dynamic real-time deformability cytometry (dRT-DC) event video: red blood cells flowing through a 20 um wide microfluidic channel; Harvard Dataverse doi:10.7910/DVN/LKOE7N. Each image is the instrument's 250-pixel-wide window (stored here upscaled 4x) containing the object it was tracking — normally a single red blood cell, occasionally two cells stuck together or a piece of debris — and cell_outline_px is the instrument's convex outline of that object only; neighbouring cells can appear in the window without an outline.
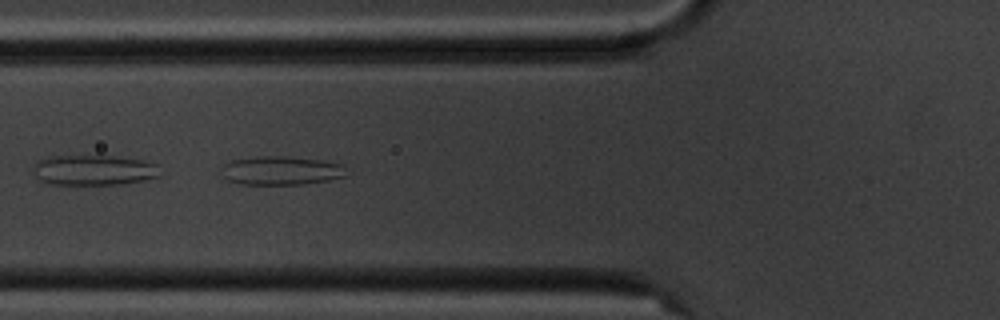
{"species": "common noctule bat (a hibernating species)", "species_latin": "Nyctalus noctula", "temperature_condition": "cold", "stored_images_in_passage": 3, "camera_frame_rate_fps": 3000, "um_per_image_px": 0.085, "animal": {"sex": "male", "body_mass_g": 20.1, "forearm_length_mm": 53.5}, "frame": {"image": 1, "passage_image": 2, "time_ms": 1.333, "image_size_px": [1000, 320], "cell_outline_px": [[344, 176], [328, 180], [300, 184], [240, 184], [228, 180], [224, 176], [224, 164], [228, 160], [256, 156], [288, 156], [320, 160], [344, 164]], "centroid_in_image_um": [23.87, 14.48], "position_along_channel_um": 101.9, "area_um2": 20.75}}